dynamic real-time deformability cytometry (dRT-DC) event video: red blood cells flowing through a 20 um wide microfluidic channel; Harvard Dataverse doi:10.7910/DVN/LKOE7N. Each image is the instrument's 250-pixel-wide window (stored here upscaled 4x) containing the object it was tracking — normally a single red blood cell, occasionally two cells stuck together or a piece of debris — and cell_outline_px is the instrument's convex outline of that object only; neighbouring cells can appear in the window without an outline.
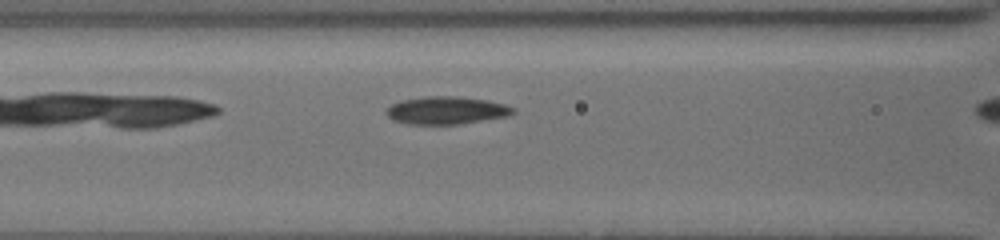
{"species": "common noctule bat (a hibernating species)", "species_latin": "Nyctalus noctula", "temperature_condition": "cold", "stored_images_in_passage": 4, "camera_frame_rate_fps": 3000, "um_per_image_px": 0.085, "animal": {"sex": "female", "body_mass_g": 19.5, "forearm_length_mm": 54.1}, "frame": {"image": 1, "passage_image": 3, "time_ms": 0.667, "image_size_px": [1000, 240], "cell_outline_px": [[516, 112], [508, 116], [456, 124], [408, 124], [392, 120], [384, 112], [392, 104], [400, 100], [424, 96], [460, 96], [488, 100], [504, 104], [516, 108]], "centroid_in_image_um": [37.94, 9.37], "position_along_channel_um": 128.7, "area_um2": 20.58}}